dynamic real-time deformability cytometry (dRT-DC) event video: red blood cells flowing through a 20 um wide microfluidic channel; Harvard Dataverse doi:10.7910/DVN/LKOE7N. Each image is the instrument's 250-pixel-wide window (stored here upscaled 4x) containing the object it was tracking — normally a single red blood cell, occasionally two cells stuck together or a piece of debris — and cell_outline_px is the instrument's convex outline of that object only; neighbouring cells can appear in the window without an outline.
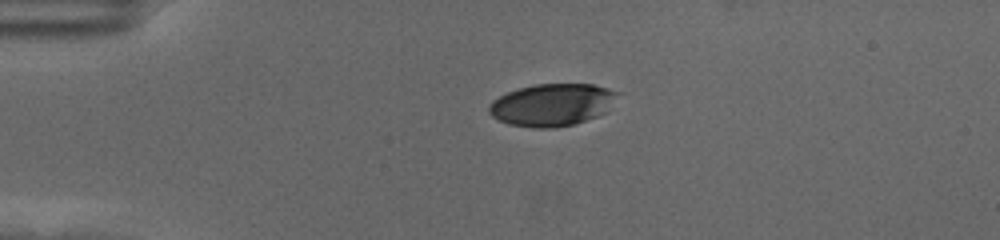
{"species": "human", "species_latin": "Homo sapiens", "temperature_condition": "cold", "stored_images_in_passage": 45, "camera_frame_rate_fps": 3000, "um_per_image_px": 0.085, "donor": {"sex": "female"}, "frame": {"image": 1, "passage_image": 1, "time_ms": 0.0, "image_size_px": [1000, 240], "cell_outline_px": [[620, 92], [608, 112], [576, 124], [552, 128], [532, 128], [508, 124], [492, 116], [488, 112], [488, 104], [492, 100], [508, 92], [520, 88], [536, 84], [592, 84], [608, 88]], "centroid_in_image_um": [46.95, 8.92], "position_along_channel_um": 38.0, "area_um2": 31.96}}
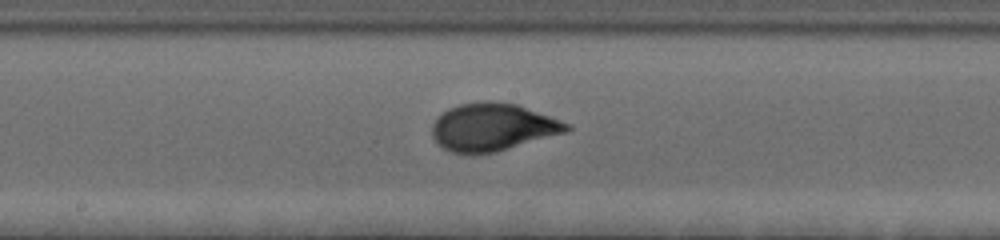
{"frame": {"image": 2, "passage_image": 19, "time_ms": 6.0, "image_size_px": [1000, 240], "cell_outline_px": [[572, 128], [568, 132], [496, 152], [472, 156], [452, 152], [436, 144], [432, 136], [432, 124], [436, 116], [448, 108], [460, 104], [484, 100], [488, 100], [516, 104], [572, 124]], "centroid_in_image_um": [41.85, 10.82], "position_along_channel_um": 206.3, "area_um2": 38.03}}
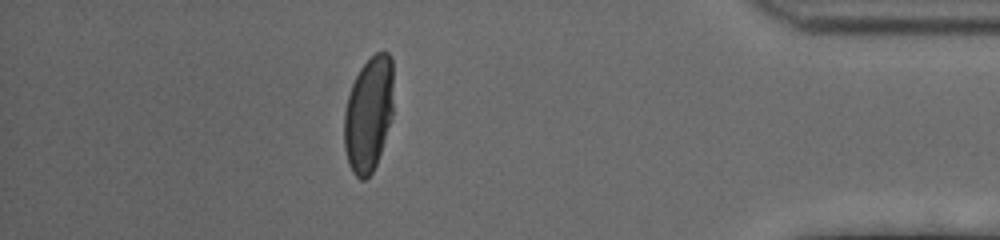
{"frame": {"image": 3, "passage_image": 39, "time_ms": 12.667, "image_size_px": [1000, 240], "cell_outline_px": [[392, 116], [376, 164], [372, 172], [364, 180], [360, 180], [352, 172], [348, 164], [344, 148], [344, 112], [348, 96], [352, 84], [360, 68], [376, 52], [388, 52], [392, 56]], "centroid_in_image_um": [31.31, 9.7], "position_along_channel_um": 403.9, "area_um2": 32.95}, "authors_computed_cell_mechanics": {"area_um2": 36.125, "velocity_mm_per_s": 3.5115, "shape_relaxation_time_tau1_ms": 4.0126, "shape_relaxation_time_tau2_ms": null, "deformation_change_tau1": 0.1895, "deformation_change_tau2": null}}